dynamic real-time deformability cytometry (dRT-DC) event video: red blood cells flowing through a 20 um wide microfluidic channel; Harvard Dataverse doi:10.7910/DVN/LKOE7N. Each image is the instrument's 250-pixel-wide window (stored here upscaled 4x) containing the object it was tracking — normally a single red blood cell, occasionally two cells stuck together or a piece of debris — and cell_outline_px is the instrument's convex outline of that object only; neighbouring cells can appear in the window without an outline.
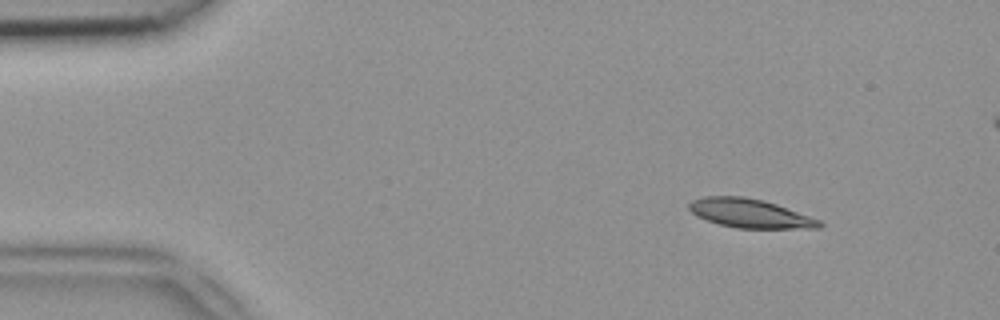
{"species": "common noctule bat (a hibernating species)", "species_latin": "Nyctalus noctula", "temperature_condition": "room temperature", "stored_images_in_passage": 50, "segment_of_instrument_passage": [1, 2], "camera_frame_rate_fps": 3000, "um_per_image_px": 0.085, "animal": {"sex": "female", "body_mass_g": 18.4}, "frame": {"image": 1, "passage_image": 6, "time_ms": 1.667, "image_size_px": [1000, 320], "cell_outline_px": [[824, 224], [820, 228], [736, 228], [720, 224], [696, 216], [688, 208], [688, 204], [692, 200], [704, 196], [744, 196], [764, 200], [776, 204], [820, 220]], "centroid_in_image_um": [63.73, 18.13], "position_along_channel_um": 21.3, "area_um2": 21.85}}
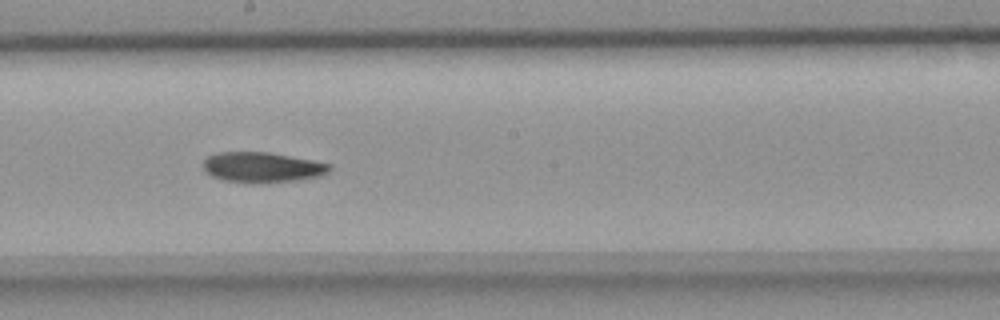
{"frame": {"image": 2, "passage_image": 27, "time_ms": 8.667, "image_size_px": [1000, 320], "cell_outline_px": [[332, 168], [328, 172], [320, 176], [300, 180], [224, 180], [212, 176], [204, 168], [204, 160], [208, 156], [216, 152], [268, 152], [312, 160], [332, 164]], "centroid_in_image_um": [22.33, 14.17], "position_along_channel_um": 225.9, "area_um2": 21.33}}
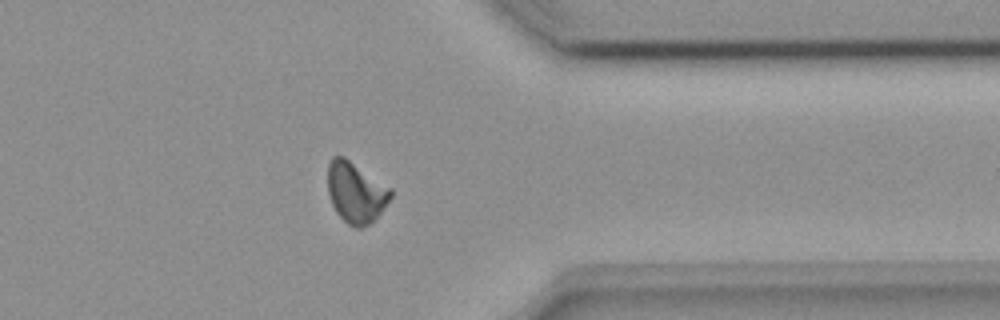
{"frame": {"image": 3, "passage_image": 39, "time_ms": 12.667, "image_size_px": [1000, 320], "cell_outline_px": [[392, 196], [376, 220], [372, 224], [360, 228], [356, 228], [348, 224], [336, 212], [332, 204], [328, 192], [328, 164], [332, 156], [344, 156], [392, 188]], "centroid_in_image_um": [30.26, 16.37], "position_along_channel_um": 381.1, "area_um2": 22.54}}